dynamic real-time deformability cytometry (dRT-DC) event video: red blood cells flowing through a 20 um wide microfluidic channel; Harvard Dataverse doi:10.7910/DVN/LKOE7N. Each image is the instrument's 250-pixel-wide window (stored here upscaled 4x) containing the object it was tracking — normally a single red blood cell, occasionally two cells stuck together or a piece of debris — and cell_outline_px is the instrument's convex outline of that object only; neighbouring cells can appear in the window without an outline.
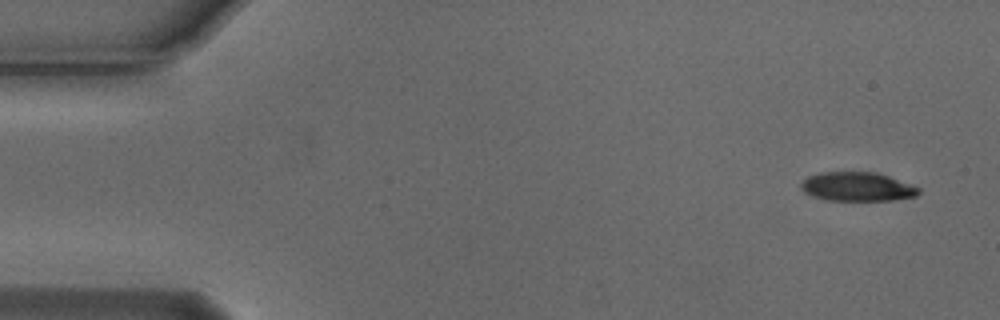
{"species": "Egyptian fruit bat (a non-hibernating species)", "species_latin": "Rousettus aegyptiacus", "temperature_condition": "cold", "stored_images_in_passage": 6, "camera_frame_rate_fps": 3000, "um_per_image_px": 0.085, "animal": {"sex": "male"}, "frame": {"image": 1, "passage_image": 1, "time_ms": 0.0, "image_size_px": [1000, 320], "cell_outline_px": [[920, 192], [916, 196], [892, 200], [824, 200], [812, 196], [804, 192], [800, 188], [800, 184], [808, 176], [820, 172], [876, 172], [912, 184], [920, 188]], "centroid_in_image_um": [72.85, 15.87], "position_along_channel_um": 12.1, "area_um2": 19.94}}
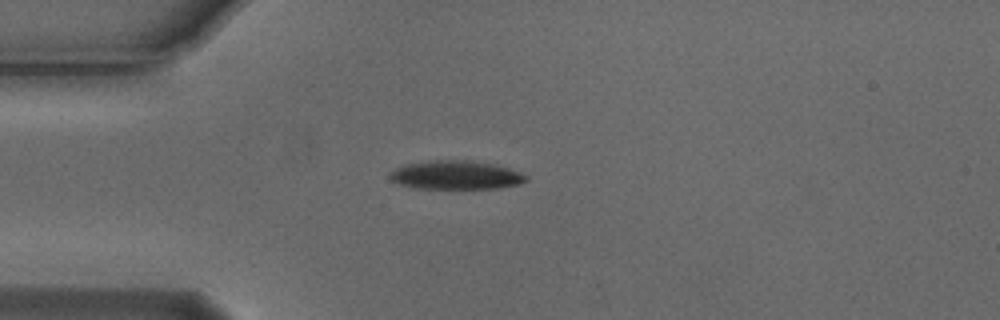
{"frame": {"image": 2, "passage_image": 4, "time_ms": 1.0, "image_size_px": [1000, 320], "cell_outline_px": [[528, 180], [520, 184], [500, 188], [420, 188], [400, 184], [392, 180], [388, 176], [396, 168], [404, 164], [428, 160], [468, 160], [492, 164], [508, 168], [528, 176]], "centroid_in_image_um": [38.76, 14.87], "position_along_channel_um": 46.2, "area_um2": 22.6}}
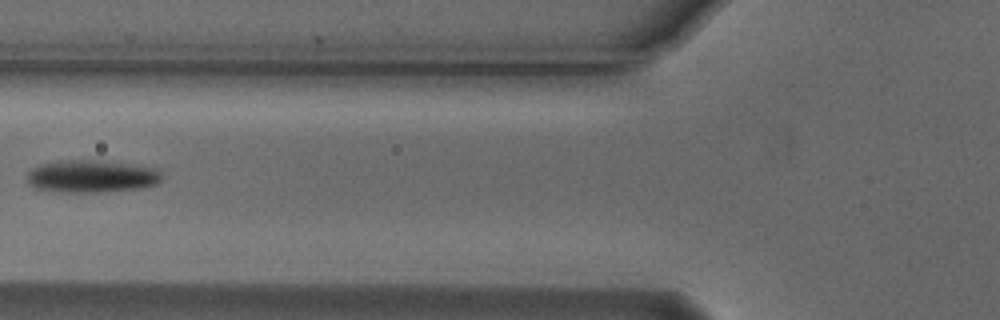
{"frame": {"image": 3, "passage_image": 6, "time_ms": 1.667, "image_size_px": [1000, 320], "cell_outline_px": [[160, 180], [156, 184], [140, 188], [96, 192], [52, 192], [36, 188], [24, 176], [32, 168], [40, 164], [64, 160], [92, 160], [156, 168], [160, 172]], "centroid_in_image_um": [7.71, 14.99], "position_along_channel_um": 118.1, "area_um2": 25.2}}